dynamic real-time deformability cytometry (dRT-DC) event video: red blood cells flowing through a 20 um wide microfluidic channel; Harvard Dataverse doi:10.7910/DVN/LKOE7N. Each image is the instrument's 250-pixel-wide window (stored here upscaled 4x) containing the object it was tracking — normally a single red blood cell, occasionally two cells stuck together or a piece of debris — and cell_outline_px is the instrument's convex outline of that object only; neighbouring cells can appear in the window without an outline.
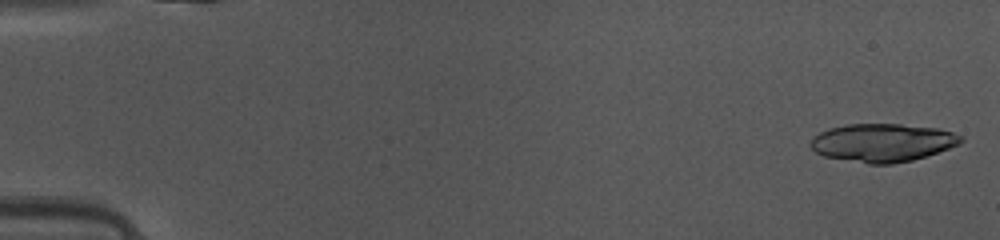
{"species": "common noctule bat (a hibernating species)", "species_latin": "Nyctalus noctula", "temperature_condition": "warm", "stored_images_in_passage": 48, "camera_frame_rate_fps": 3000, "um_per_image_px": 0.085, "animal": {"sex": "female", "body_mass_g": 10.0, "forearm_length_mm": 53.1}, "frame": {"image": 1, "passage_image": 1, "time_ms": 0.0, "image_size_px": [1000, 240], "cell_outline_px": [[964, 140], [960, 144], [912, 160], [892, 164], [868, 164], [824, 156], [816, 152], [812, 148], [812, 140], [820, 132], [828, 128], [848, 124], [900, 124], [936, 128], [952, 132], [960, 136]], "centroid_in_image_um": [75.01, 12.12], "position_along_channel_um": 10.0, "area_um2": 33.06}}
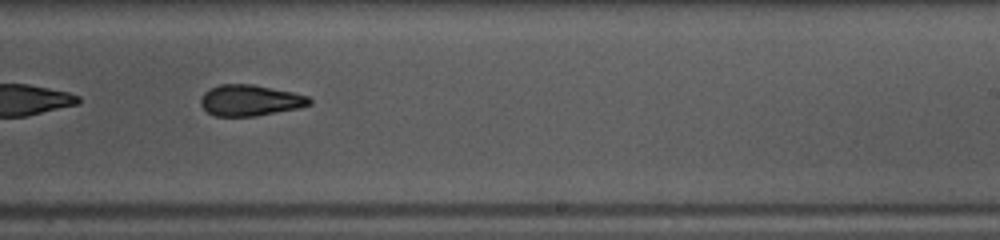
{"frame": {"image": 2, "passage_image": 30, "time_ms": 9.667, "image_size_px": [1000, 240], "cell_outline_px": [[312, 104], [296, 108], [256, 116], [216, 116], [208, 112], [200, 104], [200, 96], [208, 88], [220, 84], [252, 84], [292, 92], [308, 96], [312, 100]], "centroid_in_image_um": [21.22, 8.52], "position_along_channel_um": 267.8, "area_um2": 19.65}}
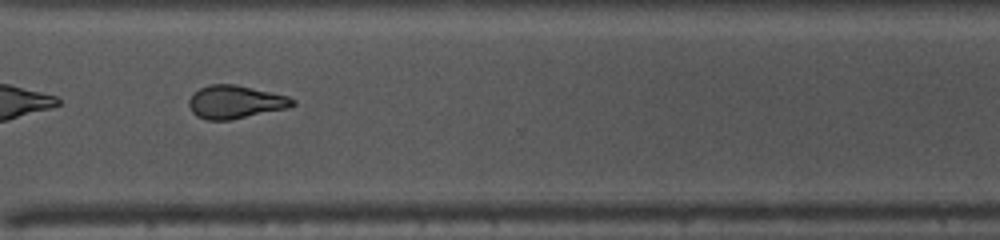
{"frame": {"image": 3, "passage_image": 36, "time_ms": 11.667, "image_size_px": [1000, 240], "cell_outline_px": [[296, 104], [288, 108], [228, 120], [208, 120], [196, 116], [192, 112], [188, 104], [188, 100], [200, 88], [208, 84], [236, 84], [288, 96], [296, 100]], "centroid_in_image_um": [20.01, 8.66], "position_along_channel_um": 350.6, "area_um2": 19.94}, "authors_computed_cell_mechanics": {"area_um2": 20.8369, "velocity_mm_per_s": 4.1547, "shape_relaxation_time_tau1_ms": 4.1509, "shape_relaxation_time_tau2_ms": 2.626, "deformation_change_tau1": 0.1391, "deformation_change_tau2": 0.0964}}